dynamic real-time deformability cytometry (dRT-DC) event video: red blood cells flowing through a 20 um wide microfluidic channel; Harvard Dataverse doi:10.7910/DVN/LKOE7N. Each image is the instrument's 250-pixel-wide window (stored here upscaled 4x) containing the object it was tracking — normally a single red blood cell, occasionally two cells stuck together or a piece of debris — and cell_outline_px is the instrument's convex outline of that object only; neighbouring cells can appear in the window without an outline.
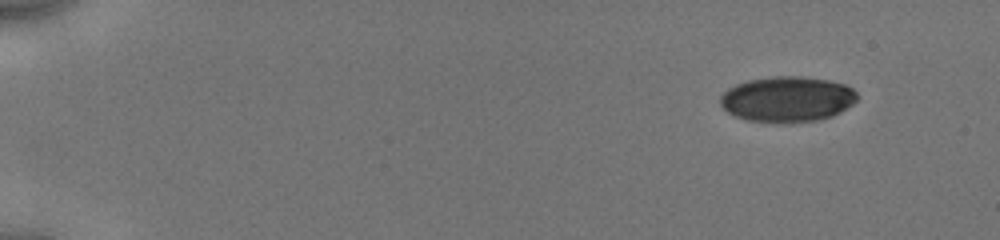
{"species": "human", "species_latin": "Homo sapiens", "temperature_condition": "cold", "stored_images_in_passage": 34, "camera_frame_rate_fps": 3000, "um_per_image_px": 0.085, "donor": {"sex": "male"}, "frame": {"image": 1, "passage_image": 1, "time_ms": 0.0, "image_size_px": [1000, 240], "cell_outline_px": [[856, 100], [852, 104], [840, 112], [832, 116], [816, 120], [788, 124], [780, 124], [748, 120], [736, 116], [728, 112], [720, 104], [720, 96], [728, 88], [736, 84], [748, 80], [772, 76], [800, 76], [828, 80], [844, 84], [852, 88], [856, 92]], "centroid_in_image_um": [66.9, 8.44], "position_along_channel_um": 18.1, "area_um2": 36.53}}
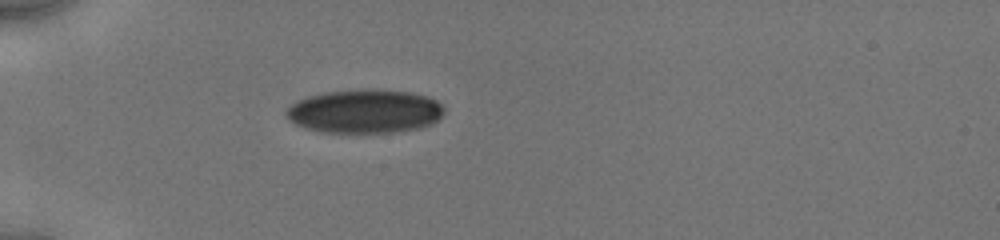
{"frame": {"image": 2, "passage_image": 24, "time_ms": 4.0, "image_size_px": [1000, 240], "cell_outline_px": [[444, 112], [432, 124], [420, 128], [392, 132], [320, 132], [296, 124], [288, 120], [284, 112], [292, 104], [308, 96], [324, 92], [360, 88], [408, 92], [424, 96], [436, 100], [444, 108]], "centroid_in_image_um": [30.98, 9.45], "position_along_channel_um": 54.0, "area_um2": 40.06}}
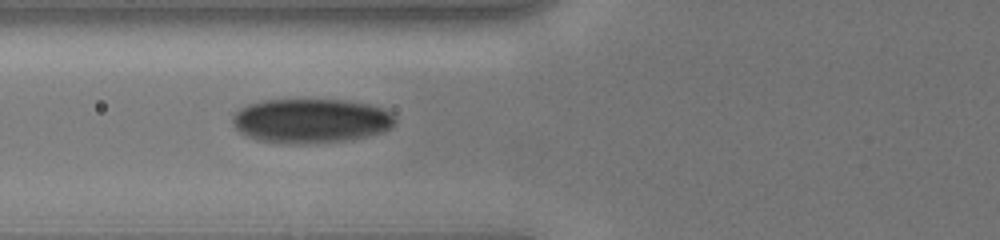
{"frame": {"image": 3, "passage_image": 33, "time_ms": 5.667, "image_size_px": [1000, 240], "cell_outline_px": [[396, 120], [392, 128], [368, 136], [352, 140], [304, 144], [288, 144], [256, 140], [244, 136], [232, 124], [232, 112], [248, 104], [264, 100], [344, 100], [368, 104], [384, 108], [392, 112], [396, 116]], "centroid_in_image_um": [26.42, 10.28], "position_along_channel_um": 99.4, "area_um2": 42.71}}